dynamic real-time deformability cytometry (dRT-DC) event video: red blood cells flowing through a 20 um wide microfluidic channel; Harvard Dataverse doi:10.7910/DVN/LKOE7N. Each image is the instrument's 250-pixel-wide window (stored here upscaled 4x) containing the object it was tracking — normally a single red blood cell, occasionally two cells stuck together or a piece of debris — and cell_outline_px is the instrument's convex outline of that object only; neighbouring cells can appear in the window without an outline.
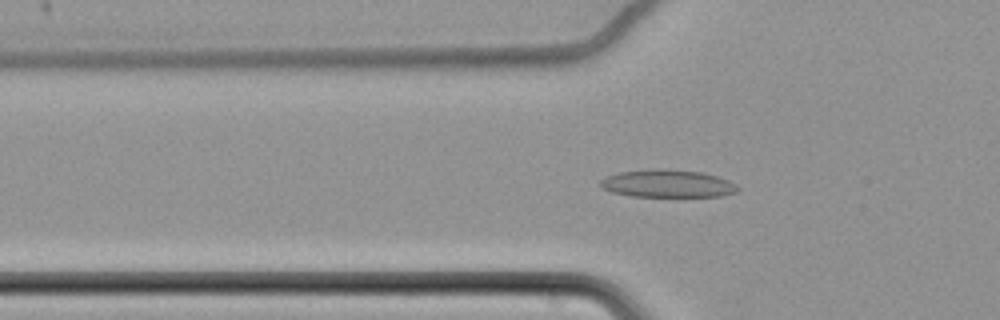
{"species": "common noctule bat (a hibernating species)", "species_latin": "Nyctalus noctula", "temperature_condition": "cold", "stored_images_in_passage": 65, "camera_frame_rate_fps": 3000, "um_per_image_px": 0.085, "animal": {"sex": "female", "body_mass_g": 22.7, "forearm_length_mm": 54.2}, "frame": {"image": 1, "passage_image": 25, "time_ms": 8.0, "image_size_px": [1000, 320], "cell_outline_px": [[740, 188], [736, 192], [720, 196], [632, 196], [612, 192], [604, 188], [600, 184], [600, 180], [608, 176], [620, 172], [656, 168], [660, 168], [700, 172], [716, 176], [728, 180], [736, 184]], "centroid_in_image_um": [56.76, 15.6], "position_along_channel_um": 69.0, "area_um2": 21.91}}
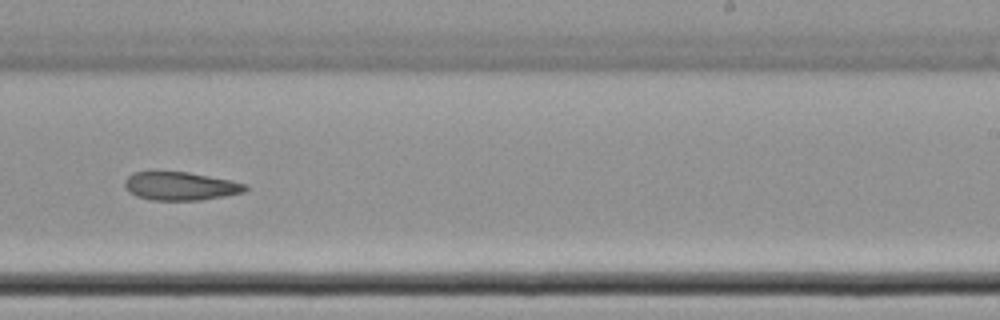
{"frame": {"image": 2, "passage_image": 43, "time_ms": 14.0, "image_size_px": [1000, 320], "cell_outline_px": [[248, 188], [244, 192], [224, 196], [200, 200], [152, 200], [136, 196], [128, 192], [124, 184], [124, 180], [132, 172], [152, 168], [188, 172], [232, 180], [248, 184]], "centroid_in_image_um": [15.27, 15.77], "position_along_channel_um": 273.7, "area_um2": 20.81}}
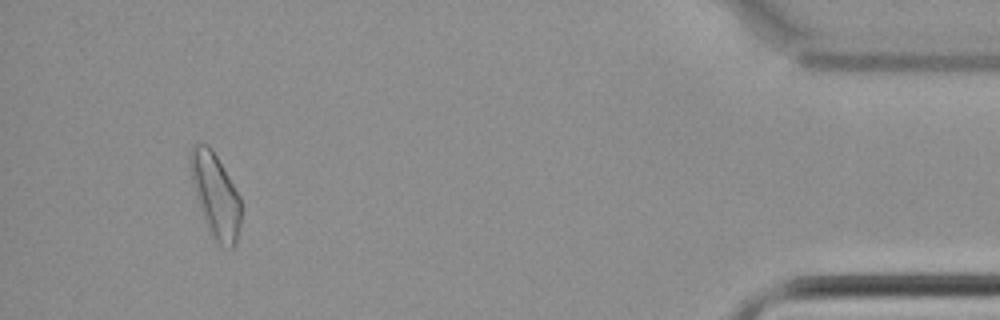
{"frame": {"image": 3, "passage_image": 61, "time_ms": 20.0, "image_size_px": [1000, 320], "cell_outline_px": [[240, 224], [236, 244], [232, 248], [216, 244], [212, 240], [208, 232], [192, 184], [188, 164], [188, 152], [192, 144], [208, 144], [212, 148], [240, 196]], "centroid_in_image_um": [18.27, 16.59], "position_along_channel_um": 416.9, "area_um2": 25.26}}